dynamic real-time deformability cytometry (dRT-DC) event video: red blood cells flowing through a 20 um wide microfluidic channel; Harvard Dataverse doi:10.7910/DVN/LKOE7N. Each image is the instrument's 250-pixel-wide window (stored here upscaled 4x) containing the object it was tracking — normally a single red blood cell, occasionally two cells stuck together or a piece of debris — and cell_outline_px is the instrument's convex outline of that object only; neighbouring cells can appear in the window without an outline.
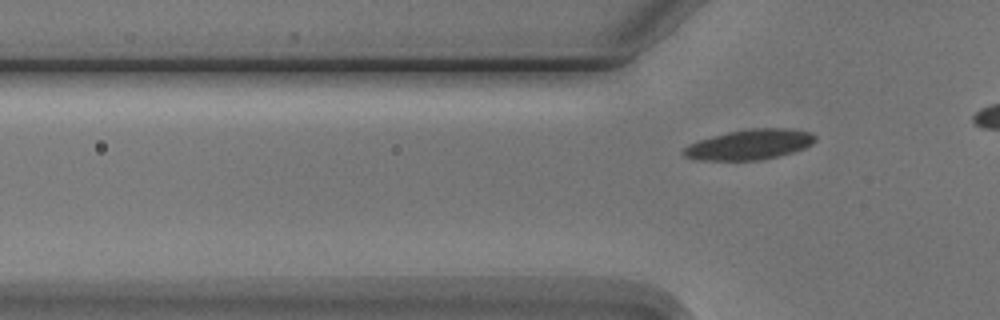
{"species": "Egyptian fruit bat (a non-hibernating species)", "species_latin": "Rousettus aegyptiacus", "temperature_condition": "cold", "stored_images_in_passage": 6, "segment_of_instrument_passage": [2, 2], "camera_frame_rate_fps": 3000, "um_per_image_px": 0.085, "animal": {"sex": "male"}, "frame": {"image": 1, "passage_image": 6, "time_ms": 6.0, "image_size_px": [1000, 320], "cell_outline_px": [[816, 140], [812, 144], [804, 148], [792, 152], [760, 160], [700, 160], [684, 156], [680, 152], [688, 144], [712, 136], [728, 132], [752, 128], [792, 128], [812, 132], [816, 136]], "centroid_in_image_um": [63.73, 12.27], "position_along_channel_um": 62.1, "area_um2": 23.18}}